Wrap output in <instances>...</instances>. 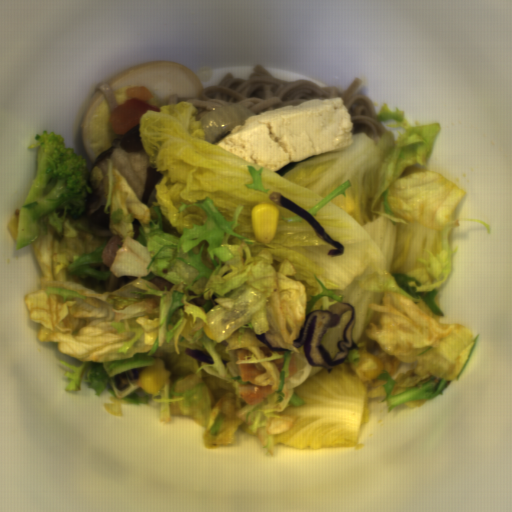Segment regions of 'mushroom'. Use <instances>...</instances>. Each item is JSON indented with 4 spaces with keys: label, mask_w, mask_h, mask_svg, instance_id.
Masks as SVG:
<instances>
[{
    "label": "mushroom",
    "mask_w": 512,
    "mask_h": 512,
    "mask_svg": "<svg viewBox=\"0 0 512 512\" xmlns=\"http://www.w3.org/2000/svg\"><path fill=\"white\" fill-rule=\"evenodd\" d=\"M107 160H110L112 167L126 178L139 200L150 207L151 199L162 177L141 139L135 134L128 135L106 149L93 161L89 173L93 166H97L105 178L108 172Z\"/></svg>",
    "instance_id": "obj_1"
},
{
    "label": "mushroom",
    "mask_w": 512,
    "mask_h": 512,
    "mask_svg": "<svg viewBox=\"0 0 512 512\" xmlns=\"http://www.w3.org/2000/svg\"><path fill=\"white\" fill-rule=\"evenodd\" d=\"M92 194L86 198V208L82 214L92 227L96 237L112 238L115 234L109 229V215H105V195L102 183L99 188L91 189Z\"/></svg>",
    "instance_id": "obj_2"
}]
</instances>
